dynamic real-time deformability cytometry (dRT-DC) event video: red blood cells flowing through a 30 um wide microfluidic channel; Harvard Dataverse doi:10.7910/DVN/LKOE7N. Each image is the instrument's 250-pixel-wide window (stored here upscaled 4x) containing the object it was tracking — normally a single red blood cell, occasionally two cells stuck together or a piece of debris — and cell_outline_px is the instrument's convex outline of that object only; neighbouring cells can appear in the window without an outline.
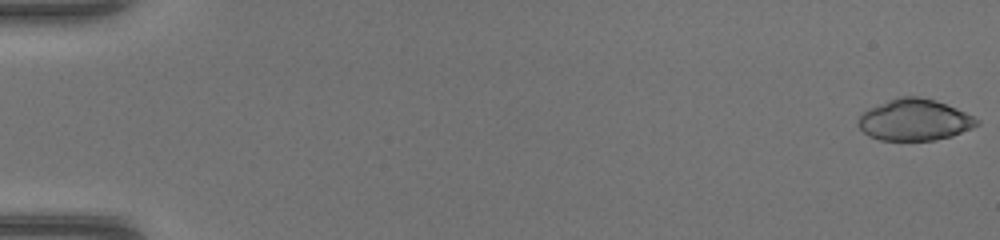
{"species": "common noctule bat (a hibernating species)", "species_latin": "Nyctalus noctula", "temperature_condition": "warm", "stored_images_in_passage": 46, "camera_frame_rate_fps": 3000, "um_per_image_px": 0.085, "animal": {"sex": "female", "body_mass_g": 17.0, "forearm_length_mm": 48.0}, "frame": {"image": 1, "passage_image": 1, "time_ms": 0.0, "image_size_px": [1000, 240], "cell_outline_px": [[980, 124], [972, 128], [952, 136], [936, 140], [880, 140], [868, 136], [860, 128], [860, 116], [864, 112], [876, 104], [900, 96], [920, 96], [936, 100], [956, 108], [980, 120]], "centroid_in_image_um": [77.76, 10.19], "position_along_channel_um": 7.2, "area_um2": 28.55}}
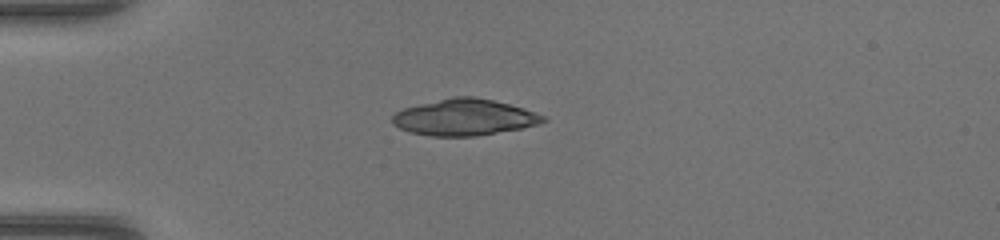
{"frame": {"image": 2, "passage_image": 14, "time_ms": 4.333, "image_size_px": [1000, 240], "cell_outline_px": [[548, 120], [540, 124], [520, 128], [472, 136], [432, 136], [408, 132], [400, 128], [392, 120], [392, 116], [396, 112], [404, 108], [452, 96], [472, 96], [492, 100], [524, 108], [544, 116]], "centroid_in_image_um": [39.47, 9.96], "position_along_channel_um": 45.5, "area_um2": 31.56}}
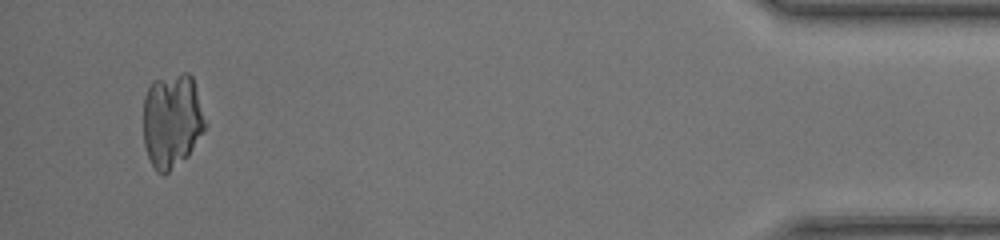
{"frame": {"image": 3, "passage_image": 46, "time_ms": 15.0, "image_size_px": [1000, 240], "cell_outline_px": [[208, 124], [188, 156], [164, 176], [156, 172], [148, 156], [144, 144], [144, 96], [152, 80], [184, 72], [188, 72], [192, 76]], "centroid_in_image_um": [14.63, 10.26], "position_along_channel_um": 420.6, "area_um2": 34.45}}